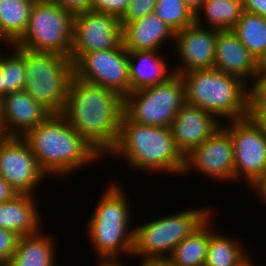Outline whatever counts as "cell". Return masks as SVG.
Instances as JSON below:
<instances>
[{"mask_svg": "<svg viewBox=\"0 0 266 266\" xmlns=\"http://www.w3.org/2000/svg\"><path fill=\"white\" fill-rule=\"evenodd\" d=\"M118 258L101 259L98 266H126L119 262Z\"/></svg>", "mask_w": 266, "mask_h": 266, "instance_id": "41", "label": "cell"}, {"mask_svg": "<svg viewBox=\"0 0 266 266\" xmlns=\"http://www.w3.org/2000/svg\"><path fill=\"white\" fill-rule=\"evenodd\" d=\"M226 124L222 122L233 143L234 182L243 177L251 186L266 170V131L249 116Z\"/></svg>", "mask_w": 266, "mask_h": 266, "instance_id": "10", "label": "cell"}, {"mask_svg": "<svg viewBox=\"0 0 266 266\" xmlns=\"http://www.w3.org/2000/svg\"><path fill=\"white\" fill-rule=\"evenodd\" d=\"M186 103L185 84L174 73L166 81L130 92L123 98V114L142 125L170 127Z\"/></svg>", "mask_w": 266, "mask_h": 266, "instance_id": "8", "label": "cell"}, {"mask_svg": "<svg viewBox=\"0 0 266 266\" xmlns=\"http://www.w3.org/2000/svg\"><path fill=\"white\" fill-rule=\"evenodd\" d=\"M211 210L209 206L184 209L136 226L132 257L169 258L173 249L213 214Z\"/></svg>", "mask_w": 266, "mask_h": 266, "instance_id": "7", "label": "cell"}, {"mask_svg": "<svg viewBox=\"0 0 266 266\" xmlns=\"http://www.w3.org/2000/svg\"><path fill=\"white\" fill-rule=\"evenodd\" d=\"M169 39L174 42L175 32L154 12L122 27V43L127 51H160Z\"/></svg>", "mask_w": 266, "mask_h": 266, "instance_id": "19", "label": "cell"}, {"mask_svg": "<svg viewBox=\"0 0 266 266\" xmlns=\"http://www.w3.org/2000/svg\"><path fill=\"white\" fill-rule=\"evenodd\" d=\"M34 195L18 193L11 200L0 204V228L19 236L36 234L41 229L42 217Z\"/></svg>", "mask_w": 266, "mask_h": 266, "instance_id": "20", "label": "cell"}, {"mask_svg": "<svg viewBox=\"0 0 266 266\" xmlns=\"http://www.w3.org/2000/svg\"><path fill=\"white\" fill-rule=\"evenodd\" d=\"M196 170L216 181H234V150L229 132L219 127L206 141L185 156L182 172Z\"/></svg>", "mask_w": 266, "mask_h": 266, "instance_id": "14", "label": "cell"}, {"mask_svg": "<svg viewBox=\"0 0 266 266\" xmlns=\"http://www.w3.org/2000/svg\"><path fill=\"white\" fill-rule=\"evenodd\" d=\"M252 259L250 258L243 266H256Z\"/></svg>", "mask_w": 266, "mask_h": 266, "instance_id": "46", "label": "cell"}, {"mask_svg": "<svg viewBox=\"0 0 266 266\" xmlns=\"http://www.w3.org/2000/svg\"><path fill=\"white\" fill-rule=\"evenodd\" d=\"M46 234L40 231L33 235L20 236L17 249L6 266H57V259L54 258L56 240Z\"/></svg>", "mask_w": 266, "mask_h": 266, "instance_id": "22", "label": "cell"}, {"mask_svg": "<svg viewBox=\"0 0 266 266\" xmlns=\"http://www.w3.org/2000/svg\"><path fill=\"white\" fill-rule=\"evenodd\" d=\"M157 0H130L128 8L120 19L121 27L154 12Z\"/></svg>", "mask_w": 266, "mask_h": 266, "instance_id": "31", "label": "cell"}, {"mask_svg": "<svg viewBox=\"0 0 266 266\" xmlns=\"http://www.w3.org/2000/svg\"><path fill=\"white\" fill-rule=\"evenodd\" d=\"M253 118L266 131V108L261 109Z\"/></svg>", "mask_w": 266, "mask_h": 266, "instance_id": "40", "label": "cell"}, {"mask_svg": "<svg viewBox=\"0 0 266 266\" xmlns=\"http://www.w3.org/2000/svg\"><path fill=\"white\" fill-rule=\"evenodd\" d=\"M213 216H209V245L204 266H243L251 257L247 248L234 237L220 235L213 231L211 222ZM213 229H212V228Z\"/></svg>", "mask_w": 266, "mask_h": 266, "instance_id": "23", "label": "cell"}, {"mask_svg": "<svg viewBox=\"0 0 266 266\" xmlns=\"http://www.w3.org/2000/svg\"><path fill=\"white\" fill-rule=\"evenodd\" d=\"M73 18L52 0H36L30 11L27 29L14 45L70 58Z\"/></svg>", "mask_w": 266, "mask_h": 266, "instance_id": "9", "label": "cell"}, {"mask_svg": "<svg viewBox=\"0 0 266 266\" xmlns=\"http://www.w3.org/2000/svg\"><path fill=\"white\" fill-rule=\"evenodd\" d=\"M18 193L0 175V204L11 200Z\"/></svg>", "mask_w": 266, "mask_h": 266, "instance_id": "36", "label": "cell"}, {"mask_svg": "<svg viewBox=\"0 0 266 266\" xmlns=\"http://www.w3.org/2000/svg\"><path fill=\"white\" fill-rule=\"evenodd\" d=\"M180 75L188 104L211 112L222 122L248 116L249 86L240 78L217 69L193 70Z\"/></svg>", "mask_w": 266, "mask_h": 266, "instance_id": "5", "label": "cell"}, {"mask_svg": "<svg viewBox=\"0 0 266 266\" xmlns=\"http://www.w3.org/2000/svg\"><path fill=\"white\" fill-rule=\"evenodd\" d=\"M0 41L6 45H8L10 48L14 45L2 32L0 28ZM0 42V43H1Z\"/></svg>", "mask_w": 266, "mask_h": 266, "instance_id": "43", "label": "cell"}, {"mask_svg": "<svg viewBox=\"0 0 266 266\" xmlns=\"http://www.w3.org/2000/svg\"><path fill=\"white\" fill-rule=\"evenodd\" d=\"M221 126L222 122L214 114L186 102L170 129L178 150L185 157Z\"/></svg>", "mask_w": 266, "mask_h": 266, "instance_id": "16", "label": "cell"}, {"mask_svg": "<svg viewBox=\"0 0 266 266\" xmlns=\"http://www.w3.org/2000/svg\"><path fill=\"white\" fill-rule=\"evenodd\" d=\"M160 53L128 51L130 92L160 84L174 74L173 68L168 65V61L163 60V54L161 56Z\"/></svg>", "mask_w": 266, "mask_h": 266, "instance_id": "21", "label": "cell"}, {"mask_svg": "<svg viewBox=\"0 0 266 266\" xmlns=\"http://www.w3.org/2000/svg\"><path fill=\"white\" fill-rule=\"evenodd\" d=\"M122 114L123 98L119 94L73 75L62 115L102 157L117 142Z\"/></svg>", "mask_w": 266, "mask_h": 266, "instance_id": "1", "label": "cell"}, {"mask_svg": "<svg viewBox=\"0 0 266 266\" xmlns=\"http://www.w3.org/2000/svg\"><path fill=\"white\" fill-rule=\"evenodd\" d=\"M130 0H92L91 11L105 13L121 19Z\"/></svg>", "mask_w": 266, "mask_h": 266, "instance_id": "32", "label": "cell"}, {"mask_svg": "<svg viewBox=\"0 0 266 266\" xmlns=\"http://www.w3.org/2000/svg\"><path fill=\"white\" fill-rule=\"evenodd\" d=\"M108 155L122 157L136 170L182 175L185 157L178 150L170 127L142 125L121 116L119 135ZM152 170V171H151Z\"/></svg>", "mask_w": 266, "mask_h": 266, "instance_id": "3", "label": "cell"}, {"mask_svg": "<svg viewBox=\"0 0 266 266\" xmlns=\"http://www.w3.org/2000/svg\"><path fill=\"white\" fill-rule=\"evenodd\" d=\"M36 0H0V28L15 44L25 33Z\"/></svg>", "mask_w": 266, "mask_h": 266, "instance_id": "26", "label": "cell"}, {"mask_svg": "<svg viewBox=\"0 0 266 266\" xmlns=\"http://www.w3.org/2000/svg\"><path fill=\"white\" fill-rule=\"evenodd\" d=\"M122 43L120 19L105 13L87 11L73 18L72 49L74 64L83 54L117 48Z\"/></svg>", "mask_w": 266, "mask_h": 266, "instance_id": "12", "label": "cell"}, {"mask_svg": "<svg viewBox=\"0 0 266 266\" xmlns=\"http://www.w3.org/2000/svg\"><path fill=\"white\" fill-rule=\"evenodd\" d=\"M20 236L8 229L0 228V263L6 266L17 249Z\"/></svg>", "mask_w": 266, "mask_h": 266, "instance_id": "33", "label": "cell"}, {"mask_svg": "<svg viewBox=\"0 0 266 266\" xmlns=\"http://www.w3.org/2000/svg\"><path fill=\"white\" fill-rule=\"evenodd\" d=\"M215 58V69L240 78L248 86L258 73V60L232 30H217Z\"/></svg>", "mask_w": 266, "mask_h": 266, "instance_id": "18", "label": "cell"}, {"mask_svg": "<svg viewBox=\"0 0 266 266\" xmlns=\"http://www.w3.org/2000/svg\"><path fill=\"white\" fill-rule=\"evenodd\" d=\"M209 245V217L172 251L175 266H204Z\"/></svg>", "mask_w": 266, "mask_h": 266, "instance_id": "25", "label": "cell"}, {"mask_svg": "<svg viewBox=\"0 0 266 266\" xmlns=\"http://www.w3.org/2000/svg\"><path fill=\"white\" fill-rule=\"evenodd\" d=\"M139 266H175L168 258L141 259Z\"/></svg>", "mask_w": 266, "mask_h": 266, "instance_id": "38", "label": "cell"}, {"mask_svg": "<svg viewBox=\"0 0 266 266\" xmlns=\"http://www.w3.org/2000/svg\"><path fill=\"white\" fill-rule=\"evenodd\" d=\"M12 52L0 56V70L4 85V96L15 91L24 90L26 70L24 65V48L12 46Z\"/></svg>", "mask_w": 266, "mask_h": 266, "instance_id": "28", "label": "cell"}, {"mask_svg": "<svg viewBox=\"0 0 266 266\" xmlns=\"http://www.w3.org/2000/svg\"><path fill=\"white\" fill-rule=\"evenodd\" d=\"M117 184L111 182L105 187L86 225V234L100 259H119L123 255L132 256L133 252L129 198Z\"/></svg>", "mask_w": 266, "mask_h": 266, "instance_id": "4", "label": "cell"}, {"mask_svg": "<svg viewBox=\"0 0 266 266\" xmlns=\"http://www.w3.org/2000/svg\"><path fill=\"white\" fill-rule=\"evenodd\" d=\"M217 30L203 27L195 22L192 25L175 33L173 45L175 53L180 59L174 73L181 74L187 71L215 69V46Z\"/></svg>", "mask_w": 266, "mask_h": 266, "instance_id": "15", "label": "cell"}, {"mask_svg": "<svg viewBox=\"0 0 266 266\" xmlns=\"http://www.w3.org/2000/svg\"><path fill=\"white\" fill-rule=\"evenodd\" d=\"M24 65V90L51 114H62L68 86L74 75L71 59L52 52L24 48Z\"/></svg>", "mask_w": 266, "mask_h": 266, "instance_id": "6", "label": "cell"}, {"mask_svg": "<svg viewBox=\"0 0 266 266\" xmlns=\"http://www.w3.org/2000/svg\"><path fill=\"white\" fill-rule=\"evenodd\" d=\"M74 76L119 94L130 93L128 51L121 43L117 48L83 54L73 64Z\"/></svg>", "mask_w": 266, "mask_h": 266, "instance_id": "11", "label": "cell"}, {"mask_svg": "<svg viewBox=\"0 0 266 266\" xmlns=\"http://www.w3.org/2000/svg\"><path fill=\"white\" fill-rule=\"evenodd\" d=\"M232 31L257 60L266 52L265 17L244 11Z\"/></svg>", "mask_w": 266, "mask_h": 266, "instance_id": "27", "label": "cell"}, {"mask_svg": "<svg viewBox=\"0 0 266 266\" xmlns=\"http://www.w3.org/2000/svg\"><path fill=\"white\" fill-rule=\"evenodd\" d=\"M251 187L258 193L260 200L262 199L261 202L266 203V170L249 188Z\"/></svg>", "mask_w": 266, "mask_h": 266, "instance_id": "37", "label": "cell"}, {"mask_svg": "<svg viewBox=\"0 0 266 266\" xmlns=\"http://www.w3.org/2000/svg\"><path fill=\"white\" fill-rule=\"evenodd\" d=\"M249 87L248 116L254 117L261 109L266 108V72L258 71Z\"/></svg>", "mask_w": 266, "mask_h": 266, "instance_id": "30", "label": "cell"}, {"mask_svg": "<svg viewBox=\"0 0 266 266\" xmlns=\"http://www.w3.org/2000/svg\"><path fill=\"white\" fill-rule=\"evenodd\" d=\"M258 71L266 72V52L258 60Z\"/></svg>", "mask_w": 266, "mask_h": 266, "instance_id": "42", "label": "cell"}, {"mask_svg": "<svg viewBox=\"0 0 266 266\" xmlns=\"http://www.w3.org/2000/svg\"><path fill=\"white\" fill-rule=\"evenodd\" d=\"M205 0H183L186 6L195 14L202 6Z\"/></svg>", "mask_w": 266, "mask_h": 266, "instance_id": "39", "label": "cell"}, {"mask_svg": "<svg viewBox=\"0 0 266 266\" xmlns=\"http://www.w3.org/2000/svg\"><path fill=\"white\" fill-rule=\"evenodd\" d=\"M154 13L175 33L195 22V14L183 0H157Z\"/></svg>", "mask_w": 266, "mask_h": 266, "instance_id": "29", "label": "cell"}, {"mask_svg": "<svg viewBox=\"0 0 266 266\" xmlns=\"http://www.w3.org/2000/svg\"><path fill=\"white\" fill-rule=\"evenodd\" d=\"M51 113L25 90L9 93L2 98L3 137H23L36 128Z\"/></svg>", "mask_w": 266, "mask_h": 266, "instance_id": "17", "label": "cell"}, {"mask_svg": "<svg viewBox=\"0 0 266 266\" xmlns=\"http://www.w3.org/2000/svg\"><path fill=\"white\" fill-rule=\"evenodd\" d=\"M244 11L266 18V0H243Z\"/></svg>", "mask_w": 266, "mask_h": 266, "instance_id": "35", "label": "cell"}, {"mask_svg": "<svg viewBox=\"0 0 266 266\" xmlns=\"http://www.w3.org/2000/svg\"><path fill=\"white\" fill-rule=\"evenodd\" d=\"M56 5L70 13L73 17L91 11L92 0H52Z\"/></svg>", "mask_w": 266, "mask_h": 266, "instance_id": "34", "label": "cell"}, {"mask_svg": "<svg viewBox=\"0 0 266 266\" xmlns=\"http://www.w3.org/2000/svg\"><path fill=\"white\" fill-rule=\"evenodd\" d=\"M0 175L17 193L31 195L48 177L22 137L3 136H0Z\"/></svg>", "mask_w": 266, "mask_h": 266, "instance_id": "13", "label": "cell"}, {"mask_svg": "<svg viewBox=\"0 0 266 266\" xmlns=\"http://www.w3.org/2000/svg\"><path fill=\"white\" fill-rule=\"evenodd\" d=\"M2 98L0 97V134L2 133Z\"/></svg>", "mask_w": 266, "mask_h": 266, "instance_id": "45", "label": "cell"}, {"mask_svg": "<svg viewBox=\"0 0 266 266\" xmlns=\"http://www.w3.org/2000/svg\"><path fill=\"white\" fill-rule=\"evenodd\" d=\"M243 12V0H205L195 13V23L216 30H232Z\"/></svg>", "mask_w": 266, "mask_h": 266, "instance_id": "24", "label": "cell"}, {"mask_svg": "<svg viewBox=\"0 0 266 266\" xmlns=\"http://www.w3.org/2000/svg\"><path fill=\"white\" fill-rule=\"evenodd\" d=\"M30 146L38 165L48 176L76 173L101 159L94 148L69 124L62 114H50L22 137Z\"/></svg>", "mask_w": 266, "mask_h": 266, "instance_id": "2", "label": "cell"}, {"mask_svg": "<svg viewBox=\"0 0 266 266\" xmlns=\"http://www.w3.org/2000/svg\"><path fill=\"white\" fill-rule=\"evenodd\" d=\"M0 97H4V85H3V80H2V73L0 70Z\"/></svg>", "mask_w": 266, "mask_h": 266, "instance_id": "44", "label": "cell"}]
</instances>
